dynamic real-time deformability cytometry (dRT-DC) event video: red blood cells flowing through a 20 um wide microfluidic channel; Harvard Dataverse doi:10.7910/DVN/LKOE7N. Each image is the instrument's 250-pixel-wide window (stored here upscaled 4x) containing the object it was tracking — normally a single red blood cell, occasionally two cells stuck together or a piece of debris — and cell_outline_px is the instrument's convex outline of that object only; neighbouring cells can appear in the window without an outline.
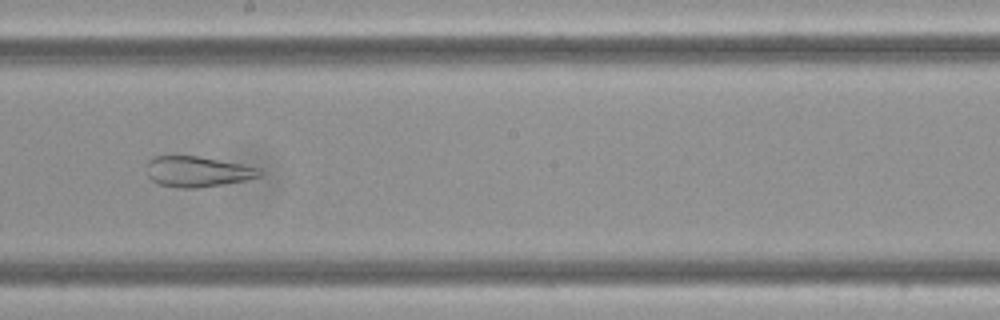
{"species": "Egyptian fruit bat (a non-hibernating species)", "species_latin": "Rousettus aegyptiacus", "temperature_condition": "cold", "stored_images_in_passage": 14, "camera_frame_rate_fps": 3000, "um_per_image_px": 0.085, "frame": {"image": 1, "passage_image": 8, "time_ms": 2.333, "image_size_px": [1000, 320], "cell_outline_px": [[260, 176], [244, 180], [224, 184], [200, 188], [180, 188], [160, 184], [152, 180], [148, 176], [148, 160], [152, 156], [200, 156], [244, 164], [260, 168]], "centroid_in_image_um": [16.79, 14.58], "position_along_channel_um": 231.4, "area_um2": 20.11}}